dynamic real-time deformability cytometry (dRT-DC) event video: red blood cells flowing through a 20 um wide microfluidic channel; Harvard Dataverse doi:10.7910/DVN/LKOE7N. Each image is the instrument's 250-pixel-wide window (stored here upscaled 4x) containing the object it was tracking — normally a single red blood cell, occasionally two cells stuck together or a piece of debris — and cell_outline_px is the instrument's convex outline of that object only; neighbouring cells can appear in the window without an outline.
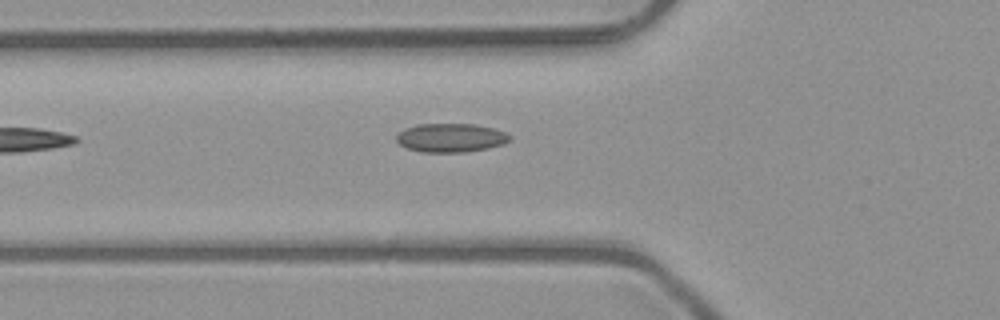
{"species": "common noctule bat (a hibernating species)", "species_latin": "Nyctalus noctula", "temperature_condition": "room temperature", "stored_images_in_passage": 6, "camera_frame_rate_fps": 3000, "um_per_image_px": 0.085, "animal": {"sex": "male", "body_mass_g": 23.1, "forearm_length_mm": 52.7}, "frame": {"image": 1, "passage_image": 6, "time_ms": 1.667, "image_size_px": [1000, 320], "cell_outline_px": [[512, 140], [504, 144], [488, 148], [468, 152], [420, 152], [408, 148], [400, 144], [396, 140], [396, 136], [404, 128], [416, 124], [472, 124], [492, 128], [504, 132], [512, 136]], "centroid_in_image_um": [38.33, 11.71], "position_along_channel_um": 87.5, "area_um2": 19.07}}